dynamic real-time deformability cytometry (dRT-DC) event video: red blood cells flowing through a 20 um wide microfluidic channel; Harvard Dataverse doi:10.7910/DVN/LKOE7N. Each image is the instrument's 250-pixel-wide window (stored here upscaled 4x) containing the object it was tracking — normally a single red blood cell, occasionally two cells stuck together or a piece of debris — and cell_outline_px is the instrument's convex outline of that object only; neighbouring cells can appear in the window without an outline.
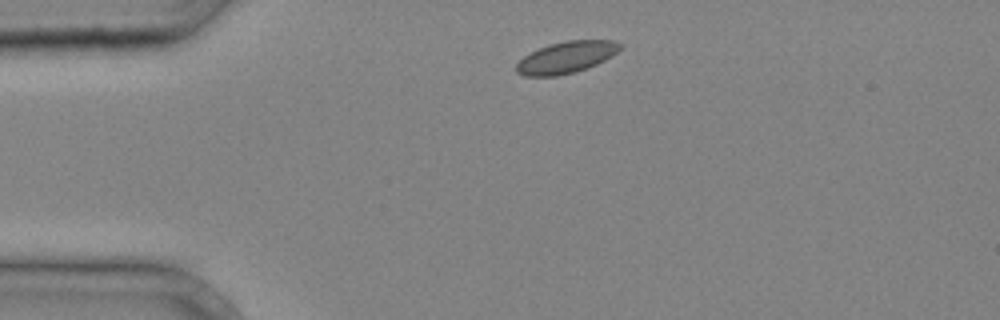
{"species": "common noctule bat (a hibernating species)", "species_latin": "Nyctalus noctula", "temperature_condition": "cold", "stored_images_in_passage": 2, "camera_frame_rate_fps": 3000, "um_per_image_px": 0.085, "animal": {"sex": "male", "body_mass_g": 20.4}, "frame": {"image": 1, "passage_image": 1, "time_ms": 0.0, "image_size_px": [1000, 320], "cell_outline_px": [[624, 48], [612, 56], [588, 68], [556, 76], [524, 76], [516, 72], [516, 64], [524, 56], [548, 44], [568, 40], [612, 40], [624, 44]], "centroid_in_image_um": [48.18, 4.86], "position_along_channel_um": 36.8, "area_um2": 19.19}}
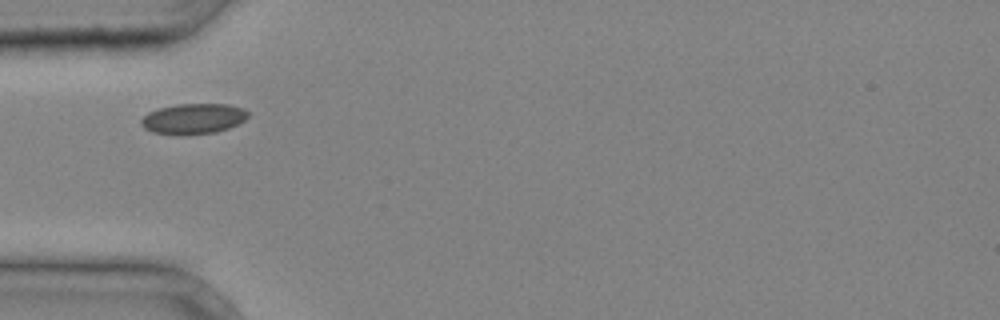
{"frame": {"image": 2, "passage_image": 2, "time_ms": 0.333, "image_size_px": [1000, 320], "cell_outline_px": [[252, 112], [244, 120], [228, 128], [216, 132], [184, 136], [176, 136], [152, 132], [144, 128], [140, 124], [140, 120], [148, 112], [156, 108], [176, 104], [228, 104], [244, 108]], "centroid_in_image_um": [16.41, 10.1], "position_along_channel_um": 68.6, "area_um2": 19.48}}